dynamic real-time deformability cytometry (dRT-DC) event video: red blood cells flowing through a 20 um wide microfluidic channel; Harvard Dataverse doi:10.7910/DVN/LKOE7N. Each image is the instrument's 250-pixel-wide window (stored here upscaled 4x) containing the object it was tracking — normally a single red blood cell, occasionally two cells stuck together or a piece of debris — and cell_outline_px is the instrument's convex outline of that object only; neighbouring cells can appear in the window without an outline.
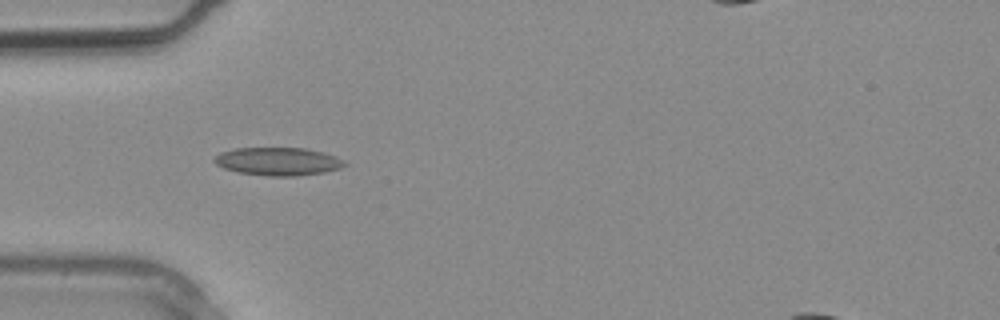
{"species": "common noctule bat (a hibernating species)", "species_latin": "Nyctalus noctula", "temperature_condition": "warm", "stored_images_in_passage": 3, "camera_frame_rate_fps": 3000, "um_per_image_px": 0.085, "animal": {"sex": "male", "body_mass_g": 20.4}, "frame": {"image": 1, "passage_image": 3, "time_ms": 0.667, "image_size_px": [1000, 320], "cell_outline_px": [[348, 164], [340, 168], [324, 172], [296, 176], [268, 176], [240, 172], [224, 168], [216, 164], [212, 160], [212, 156], [220, 152], [236, 148], [304, 148], [324, 152], [336, 156], [344, 160]], "centroid_in_image_um": [23.63, 13.71], "position_along_channel_um": 61.4, "area_um2": 21.39}}